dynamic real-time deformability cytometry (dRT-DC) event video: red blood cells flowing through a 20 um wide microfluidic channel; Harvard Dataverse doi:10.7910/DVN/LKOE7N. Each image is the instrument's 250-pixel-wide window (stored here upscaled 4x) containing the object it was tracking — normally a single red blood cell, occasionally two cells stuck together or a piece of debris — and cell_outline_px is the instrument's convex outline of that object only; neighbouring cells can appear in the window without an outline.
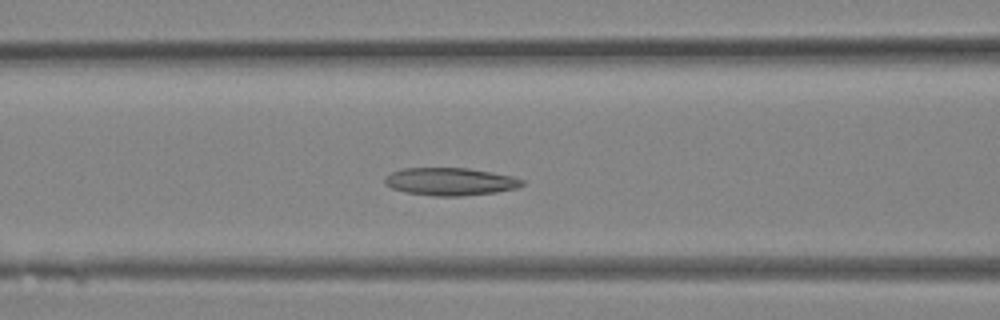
{"species": "Egyptian fruit bat (a non-hibernating species)", "species_latin": "Rousettus aegyptiacus", "temperature_condition": "room temperature", "stored_images_in_passage": 33, "camera_frame_rate_fps": 3000, "um_per_image_px": 0.085, "animal": {"sex": "female"}, "frame": {"image": 1, "passage_image": 13, "time_ms": 4.0, "image_size_px": [1000, 320], "cell_outline_px": [[524, 184], [516, 188], [496, 192], [460, 196], [432, 196], [404, 192], [392, 188], [384, 184], [384, 176], [400, 168], [468, 168], [492, 172], [512, 176], [524, 180]], "centroid_in_image_um": [38.23, 15.43], "position_along_channel_um": 128.4, "area_um2": 22.31}}
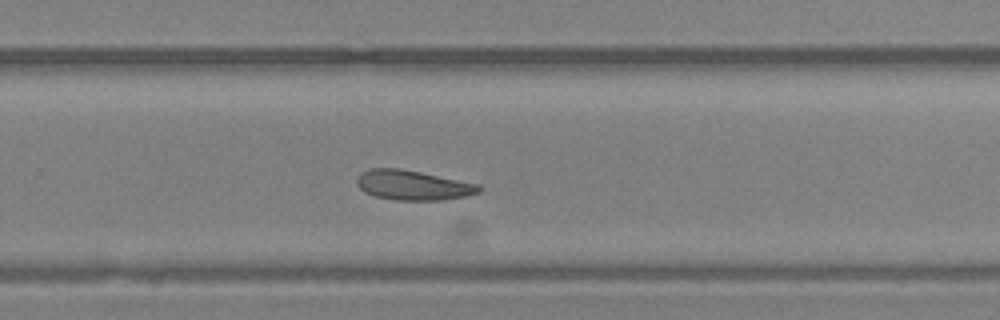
{"frame": {"image": 2, "passage_image": 21, "time_ms": 6.667, "image_size_px": [1000, 320], "cell_outline_px": [[484, 188], [480, 192], [464, 196], [444, 200], [396, 200], [376, 196], [364, 192], [356, 184], [356, 180], [360, 172], [368, 168], [400, 168], [480, 184]], "centroid_in_image_um": [35.1, 15.73], "position_along_channel_um": 294.7, "area_um2": 21.33}}
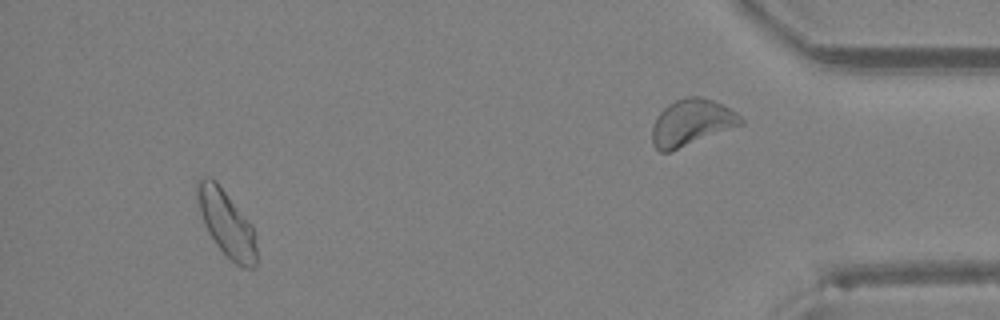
{"frame": {"image": 3, "passage_image": 30, "time_ms": 9.667, "image_size_px": [1000, 320], "cell_outline_px": [[256, 268], [244, 268], [236, 264], [216, 244], [208, 232], [204, 224], [196, 200], [196, 180], [200, 176], [208, 176], [216, 180], [252, 224], [256, 236]], "centroid_in_image_um": [19.24, 18.93], "position_along_channel_um": 416.0, "area_um2": 23.12}}